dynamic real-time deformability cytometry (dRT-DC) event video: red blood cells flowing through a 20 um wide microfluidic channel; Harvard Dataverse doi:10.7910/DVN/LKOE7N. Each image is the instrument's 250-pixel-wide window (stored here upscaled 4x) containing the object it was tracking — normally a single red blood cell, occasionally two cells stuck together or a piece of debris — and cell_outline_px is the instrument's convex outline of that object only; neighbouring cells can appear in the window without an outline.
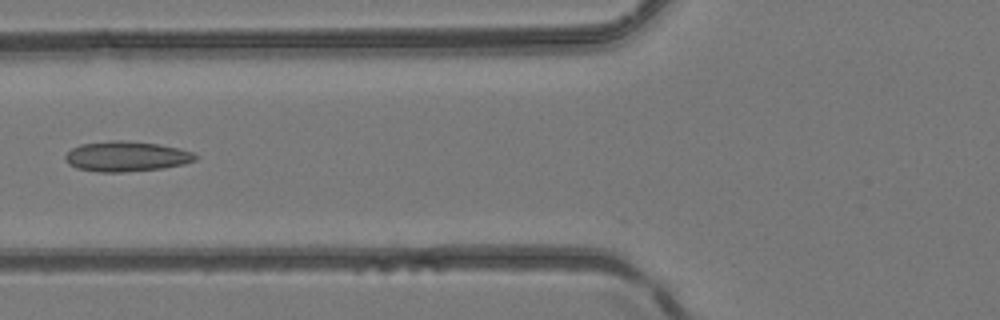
{"species": "common noctule bat (a hibernating species)", "species_latin": "Nyctalus noctula", "temperature_condition": "room temperature", "stored_images_in_passage": 4, "camera_frame_rate_fps": 3000, "um_per_image_px": 0.085, "animal": {"sex": "female", "body_mass_g": 24.6, "forearm_length_mm": 56.2}, "frame": {"image": 1, "passage_image": 4, "time_ms": 1.0, "image_size_px": [1000, 320], "cell_outline_px": [[200, 156], [196, 160], [184, 164], [164, 168], [120, 172], [100, 172], [76, 168], [68, 164], [64, 160], [64, 156], [72, 148], [80, 144], [108, 140], [124, 140], [160, 144], [180, 148], [192, 152]], "centroid_in_image_um": [10.75, 13.28], "position_along_channel_um": 115.1, "area_um2": 23.18}}